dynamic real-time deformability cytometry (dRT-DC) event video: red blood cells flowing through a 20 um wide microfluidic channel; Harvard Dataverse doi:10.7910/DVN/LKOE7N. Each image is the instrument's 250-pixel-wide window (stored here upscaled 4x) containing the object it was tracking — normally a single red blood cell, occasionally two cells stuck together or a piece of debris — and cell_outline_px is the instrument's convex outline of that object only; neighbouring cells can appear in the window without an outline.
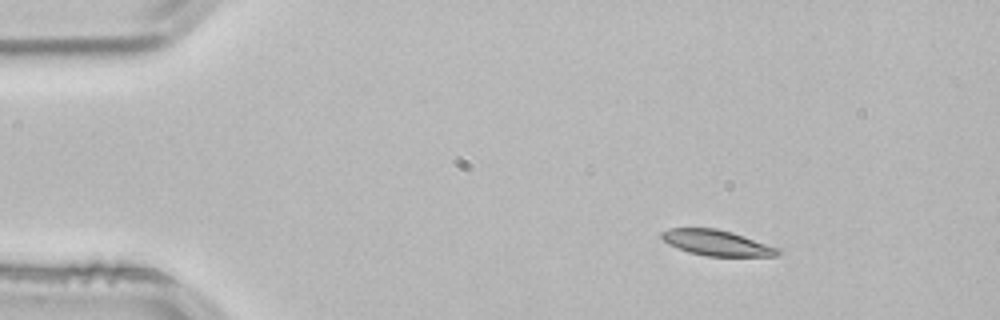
{"species": "common noctule bat (a hibernating species)", "species_latin": "Nyctalus noctula", "temperature_condition": "room temperature", "stored_images_in_passage": 46, "camera_frame_rate_fps": 3000, "um_per_image_px": 0.085, "animal": {"sex": "male", "body_mass_g": 21.5, "forearm_length_mm": 52.0}, "frame": {"image": 1, "passage_image": 1, "time_ms": 0.0, "image_size_px": [1000, 320], "cell_outline_px": [[780, 252], [776, 256], [708, 256], [688, 252], [668, 244], [660, 236], [660, 232], [668, 228], [716, 228], [732, 232], [780, 248]], "centroid_in_image_um": [60.9, 20.63], "position_along_channel_um": 24.1, "area_um2": 17.34}}
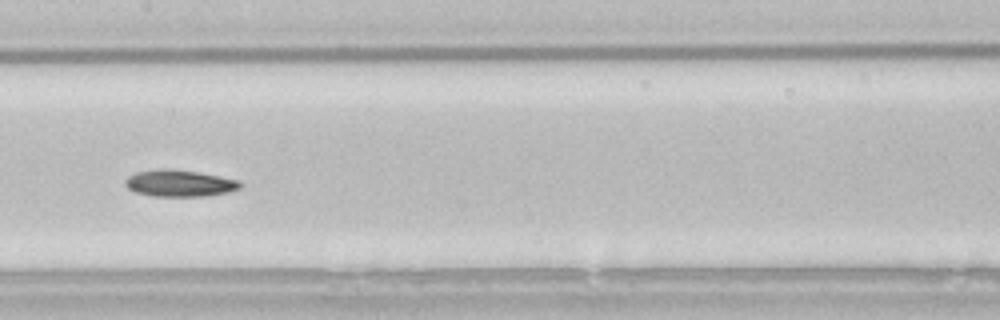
{"frame": {"image": 2, "passage_image": 20, "time_ms": 6.333, "image_size_px": [1000, 320], "cell_outline_px": [[244, 184], [240, 188], [228, 192], [204, 196], [152, 196], [136, 192], [128, 188], [124, 184], [124, 180], [128, 176], [136, 172], [200, 172], [240, 180]], "centroid_in_image_um": [15.34, 15.63], "position_along_channel_um": 192.1, "area_um2": 17.05}}
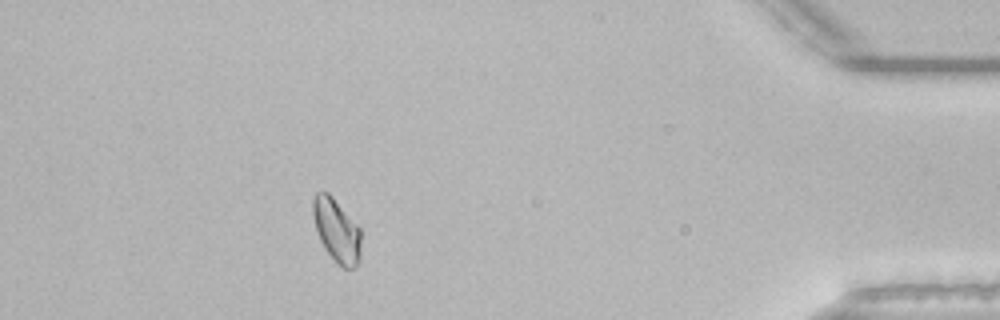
{"frame": {"image": 3, "passage_image": 41, "time_ms": 13.333, "image_size_px": [1000, 320], "cell_outline_px": [[360, 260], [356, 268], [344, 268], [324, 248], [320, 240], [316, 228], [312, 212], [312, 200], [316, 192], [328, 192], [332, 196], [360, 228]], "centroid_in_image_um": [28.61, 19.57], "position_along_channel_um": 406.6, "area_um2": 17.51}, "authors_computed_cell_mechanics": {"area_um2": 17.5423, "velocity_mm_per_s": 3.8241, "shape_relaxation_time_tau1_ms": 7.1201, "shape_relaxation_time_tau2_ms": null, "deformation_change_tau1": 0.1491, "deformation_change_tau2": null}}